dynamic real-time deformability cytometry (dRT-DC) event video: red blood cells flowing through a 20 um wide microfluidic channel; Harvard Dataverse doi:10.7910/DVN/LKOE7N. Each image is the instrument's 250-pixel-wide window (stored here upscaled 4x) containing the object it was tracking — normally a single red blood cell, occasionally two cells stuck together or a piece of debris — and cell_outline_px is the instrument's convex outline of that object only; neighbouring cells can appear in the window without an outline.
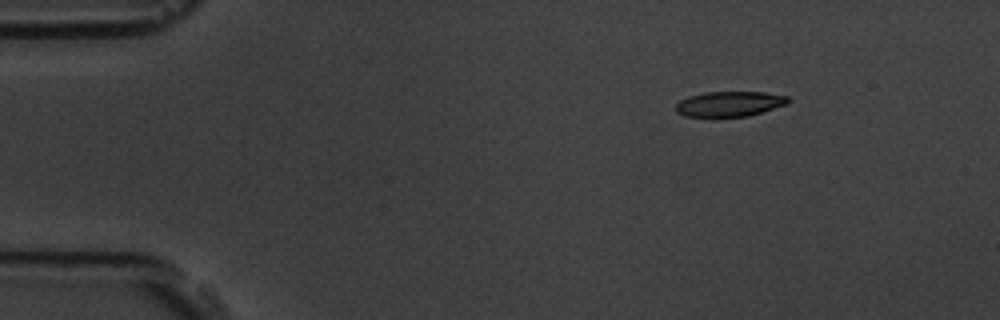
{"species": "common noctule bat (a hibernating species)", "species_latin": "Nyctalus noctula", "temperature_condition": "room temperature", "stored_images_in_passage": 3, "camera_frame_rate_fps": 3000, "um_per_image_px": 0.085, "animal": {"sex": "male", "body_mass_g": 19.5, "forearm_length_mm": 54.6}, "frame": {"image": 1, "passage_image": 1, "time_ms": 0.0, "image_size_px": [1000, 320], "cell_outline_px": [[792, 100], [788, 104], [748, 116], [712, 120], [684, 116], [676, 112], [676, 104], [680, 100], [688, 96], [704, 92], [764, 92], [788, 96]], "centroid_in_image_um": [61.96, 8.88], "position_along_channel_um": 23.0, "area_um2": 17.4}}